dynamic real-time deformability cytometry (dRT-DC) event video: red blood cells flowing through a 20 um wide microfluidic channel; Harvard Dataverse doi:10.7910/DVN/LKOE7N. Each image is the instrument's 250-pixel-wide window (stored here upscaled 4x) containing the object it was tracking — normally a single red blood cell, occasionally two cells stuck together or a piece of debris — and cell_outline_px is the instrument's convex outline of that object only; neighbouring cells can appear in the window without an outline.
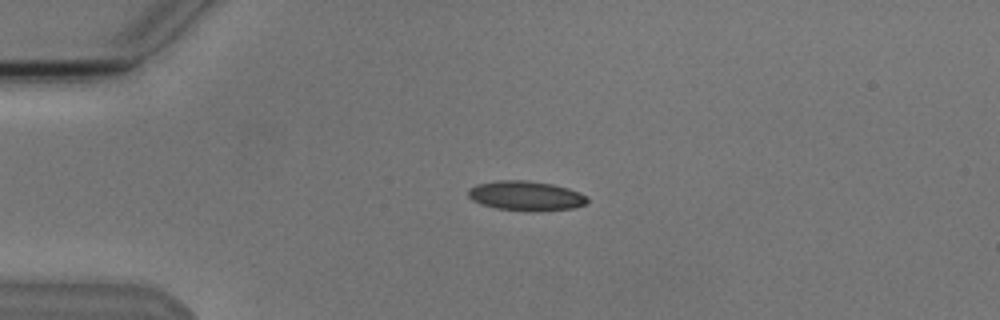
{"species": "Egyptian fruit bat (a non-hibernating species)", "species_latin": "Rousettus aegyptiacus", "temperature_condition": "cold", "stored_images_in_passage": 6, "camera_frame_rate_fps": 3000, "um_per_image_px": 0.085, "animal": {"sex": "male"}, "frame": {"image": 1, "passage_image": 4, "time_ms": 4.333, "image_size_px": [1000, 320], "cell_outline_px": [[588, 204], [572, 208], [536, 212], [528, 212], [496, 208], [480, 204], [472, 200], [468, 196], [468, 188], [476, 184], [500, 180], [524, 180], [552, 184], [568, 188], [580, 192], [588, 196]], "centroid_in_image_um": [44.71, 16.66], "position_along_channel_um": 40.3, "area_um2": 20.92}}